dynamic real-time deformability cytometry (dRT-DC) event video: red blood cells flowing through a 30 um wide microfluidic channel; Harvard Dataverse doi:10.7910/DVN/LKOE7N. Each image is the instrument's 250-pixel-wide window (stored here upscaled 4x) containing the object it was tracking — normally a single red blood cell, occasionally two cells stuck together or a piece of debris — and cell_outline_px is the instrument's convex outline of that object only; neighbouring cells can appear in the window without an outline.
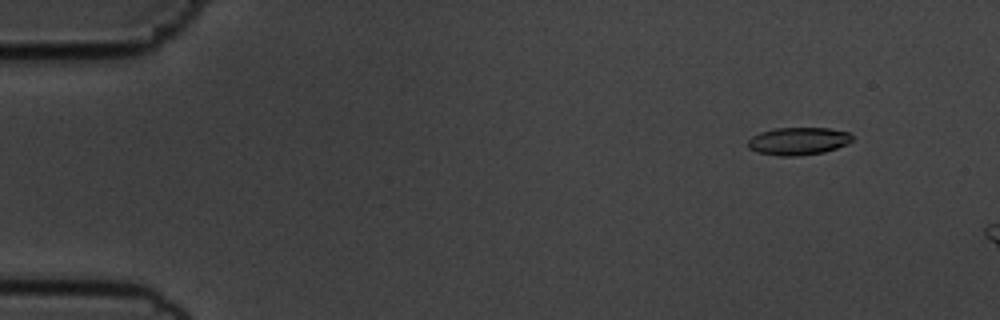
{"species": "common noctule bat (a hibernating species)", "species_latin": "Nyctalus noctula", "temperature_condition": "cold", "stored_images_in_passage": 12, "camera_frame_rate_fps": 3000, "um_per_image_px": 0.085, "animal": {"sex": "male", "body_mass_g": 19.5, "forearm_length_mm": 54.6}, "frame": {"image": 1, "passage_image": 6, "time_ms": 1.667, "image_size_px": [1000, 320], "cell_outline_px": [[852, 140], [836, 148], [824, 152], [796, 156], [780, 156], [756, 152], [748, 148], [748, 140], [752, 136], [760, 132], [776, 128], [828, 128], [848, 132], [852, 136]], "centroid_in_image_um": [67.81, 11.99], "position_along_channel_um": 17.2, "area_um2": 16.7}}